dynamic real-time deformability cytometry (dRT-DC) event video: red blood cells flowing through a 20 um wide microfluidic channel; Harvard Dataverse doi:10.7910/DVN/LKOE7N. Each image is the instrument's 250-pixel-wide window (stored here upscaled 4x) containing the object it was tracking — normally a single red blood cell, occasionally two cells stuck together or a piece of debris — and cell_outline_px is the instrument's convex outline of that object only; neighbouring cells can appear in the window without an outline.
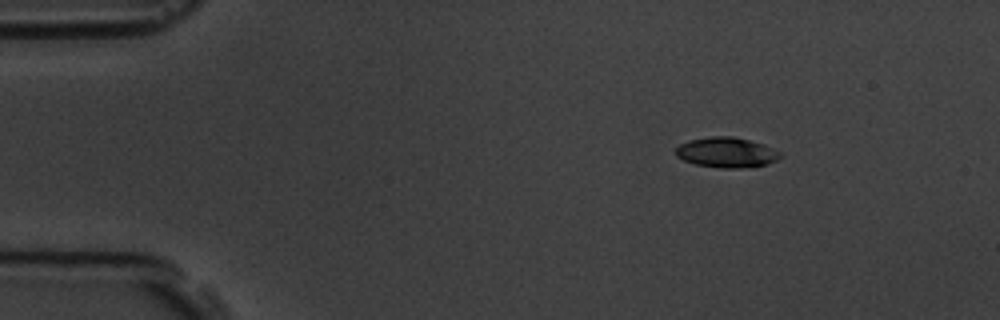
{"species": "common noctule bat (a hibernating species)", "species_latin": "Nyctalus noctula", "temperature_condition": "room temperature", "stored_images_in_passage": 8, "camera_frame_rate_fps": 3000, "um_per_image_px": 0.085, "animal": {"sex": "male", "body_mass_g": 19.5, "forearm_length_mm": 54.6}, "frame": {"image": 1, "passage_image": 2, "time_ms": 1.333, "image_size_px": [1000, 320], "cell_outline_px": [[780, 156], [776, 160], [768, 164], [740, 168], [720, 168], [696, 164], [684, 160], [676, 156], [676, 148], [680, 144], [688, 140], [712, 136], [732, 136], [764, 144], [780, 152]], "centroid_in_image_um": [61.74, 12.95], "position_along_channel_um": 23.3, "area_um2": 18.26}}
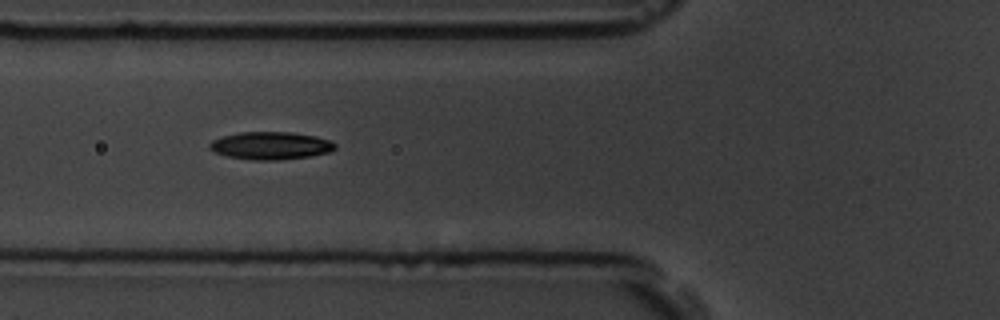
{"frame": {"image": 2, "passage_image": 6, "time_ms": 5.667, "image_size_px": [1000, 320], "cell_outline_px": [[336, 148], [328, 152], [308, 156], [276, 160], [252, 160], [228, 156], [216, 152], [208, 148], [208, 144], [212, 140], [224, 136], [240, 132], [292, 132], [316, 136], [328, 140], [336, 144]], "centroid_in_image_um": [22.99, 12.37], "position_along_channel_um": 102.8, "area_um2": 20.06}}
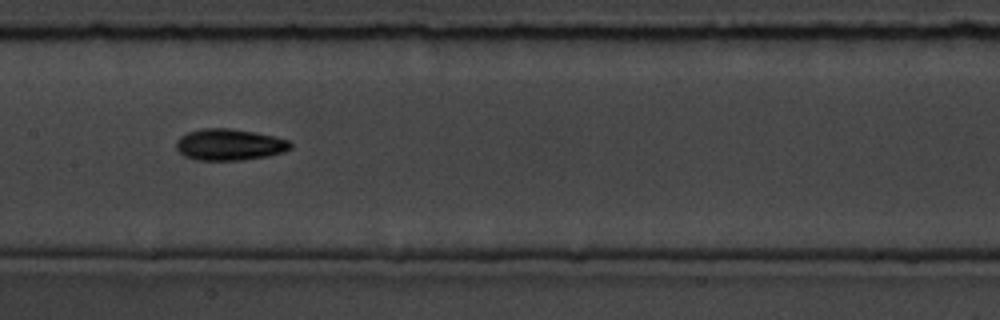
{"frame": {"image": 3, "passage_image": 8, "time_ms": 8.0, "image_size_px": [1000, 320], "cell_outline_px": [[292, 148], [284, 152], [268, 156], [240, 160], [196, 160], [184, 156], [176, 148], [176, 140], [180, 136], [188, 132], [204, 128], [232, 128], [256, 132], [288, 140], [292, 144]], "centroid_in_image_um": [19.5, 12.29], "position_along_channel_um": 187.9, "area_um2": 21.04}}